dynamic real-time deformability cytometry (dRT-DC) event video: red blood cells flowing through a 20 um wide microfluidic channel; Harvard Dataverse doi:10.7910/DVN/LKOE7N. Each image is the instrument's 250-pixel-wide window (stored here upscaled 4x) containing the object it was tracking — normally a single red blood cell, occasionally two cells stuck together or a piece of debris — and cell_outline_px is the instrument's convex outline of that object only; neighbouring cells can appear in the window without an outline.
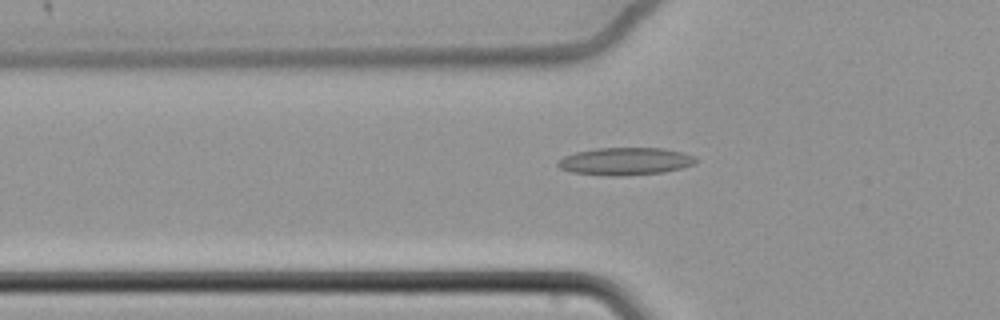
{"species": "common noctule bat (a hibernating species)", "species_latin": "Nyctalus noctula", "temperature_condition": "cold", "stored_images_in_passage": 65, "camera_frame_rate_fps": 3000, "um_per_image_px": 0.085, "animal": {"sex": "female", "body_mass_g": 22.7, "forearm_length_mm": 54.2}, "frame": {"image": 1, "passage_image": 25, "time_ms": 8.0, "image_size_px": [1000, 320], "cell_outline_px": [[688, 164], [676, 168], [656, 172], [580, 172], [564, 168], [560, 164], [572, 156], [584, 152], [608, 148], [652, 148], [672, 152]], "centroid_in_image_um": [53.03, 13.66], "position_along_channel_um": 72.8, "area_um2": 17.63}}
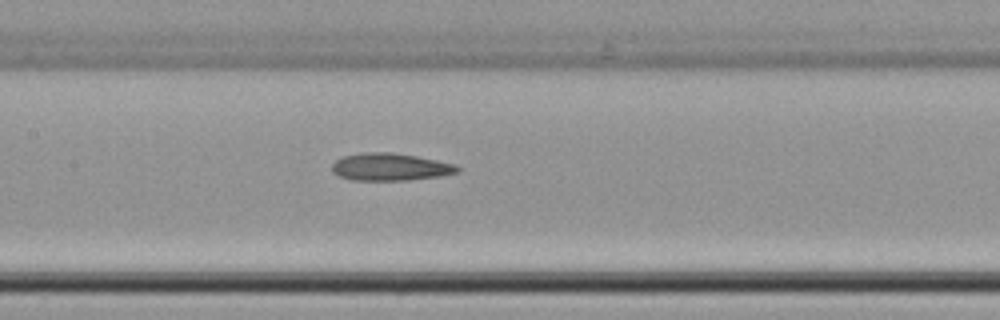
{"frame": {"image": 2, "passage_image": 34, "time_ms": 11.0, "image_size_px": [1000, 320], "cell_outline_px": [[456, 168], [452, 172], [432, 176], [392, 180], [364, 180], [344, 176], [336, 172], [332, 168], [340, 160], [348, 156], [412, 156], [448, 164]], "centroid_in_image_um": [33.13, 14.25], "position_along_channel_um": 174.3, "area_um2": 16.65}}
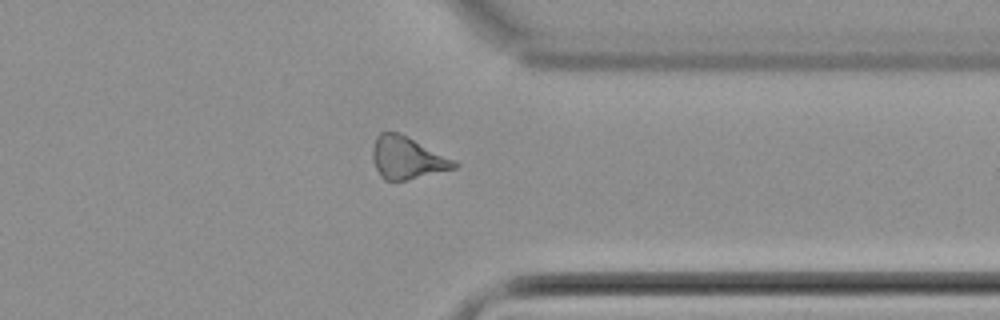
{"frame": {"image": 3, "passage_image": 52, "time_ms": 17.0, "image_size_px": [1000, 320], "cell_outline_px": [[456, 164], [452, 168], [404, 180], [388, 180], [380, 172], [376, 164], [376, 140], [384, 132], [396, 132], [412, 140]], "centroid_in_image_um": [34.56, 13.44], "position_along_channel_um": 376.8, "area_um2": 17.63}}